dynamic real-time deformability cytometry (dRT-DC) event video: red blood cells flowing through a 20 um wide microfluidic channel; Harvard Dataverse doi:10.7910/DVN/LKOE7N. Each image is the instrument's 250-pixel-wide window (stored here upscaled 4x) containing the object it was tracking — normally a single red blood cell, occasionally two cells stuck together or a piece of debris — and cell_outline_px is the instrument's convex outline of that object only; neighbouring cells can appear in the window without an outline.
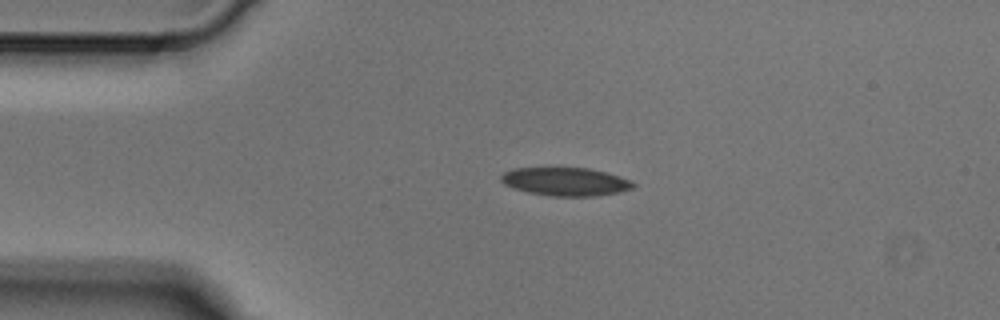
{"species": "Egyptian fruit bat (a non-hibernating species)", "species_latin": "Rousettus aegyptiacus", "temperature_condition": "cold", "stored_images_in_passage": 3, "camera_frame_rate_fps": 3000, "um_per_image_px": 0.085, "animal": {"sex": "male"}, "frame": {"image": 1, "passage_image": 2, "time_ms": 0.333, "image_size_px": [1000, 320], "cell_outline_px": [[636, 184], [632, 188], [620, 192], [596, 196], [548, 196], [528, 192], [512, 188], [504, 184], [500, 180], [500, 176], [504, 172], [512, 168], [588, 168], [620, 176], [632, 180]], "centroid_in_image_um": [48.06, 15.44], "position_along_channel_um": 36.9, "area_um2": 21.91}}